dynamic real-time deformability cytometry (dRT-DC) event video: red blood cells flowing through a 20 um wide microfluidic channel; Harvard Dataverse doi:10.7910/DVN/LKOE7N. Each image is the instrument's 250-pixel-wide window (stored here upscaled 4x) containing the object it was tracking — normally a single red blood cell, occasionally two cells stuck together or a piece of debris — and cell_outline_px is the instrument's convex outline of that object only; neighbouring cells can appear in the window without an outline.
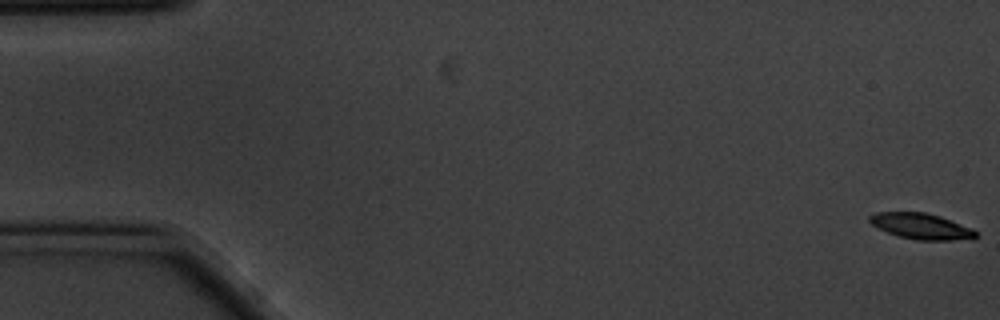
{"species": "common noctule bat (a hibernating species)", "species_latin": "Nyctalus noctula", "temperature_condition": "cold", "stored_images_in_passage": 58, "camera_frame_rate_fps": 3000, "um_per_image_px": 0.085, "animal": {"sex": "male", "body_mass_g": 20.1, "forearm_length_mm": 53.5}, "frame": {"image": 1, "passage_image": 1, "time_ms": 0.0, "image_size_px": [1000, 320], "cell_outline_px": [[980, 236], [972, 240], [916, 240], [900, 236], [888, 232], [872, 224], [868, 220], [868, 216], [876, 212], [924, 212], [940, 216], [972, 228]], "centroid_in_image_um": [78.36, 19.24], "position_along_channel_um": 6.6, "area_um2": 16.07}}
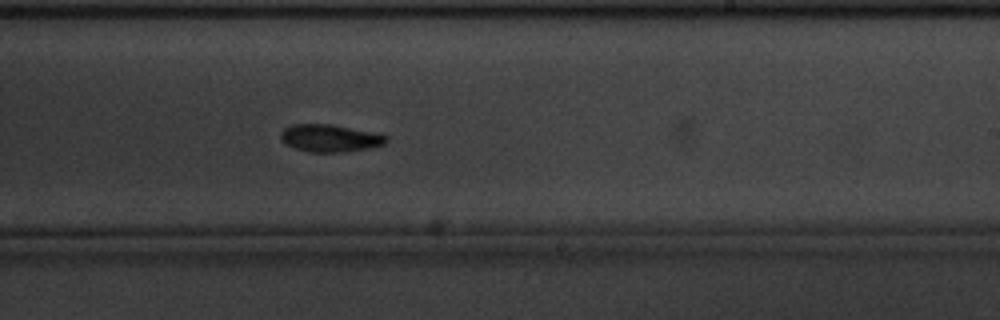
{"frame": {"image": 2, "passage_image": 35, "time_ms": 11.333, "image_size_px": [1000, 320], "cell_outline_px": [[388, 140], [384, 144], [368, 148], [344, 152], [308, 152], [296, 148], [280, 140], [280, 132], [284, 128], [292, 124], [328, 124], [372, 132], [388, 136]], "centroid_in_image_um": [28.02, 11.74], "position_along_channel_um": 261.0, "area_um2": 16.7}}
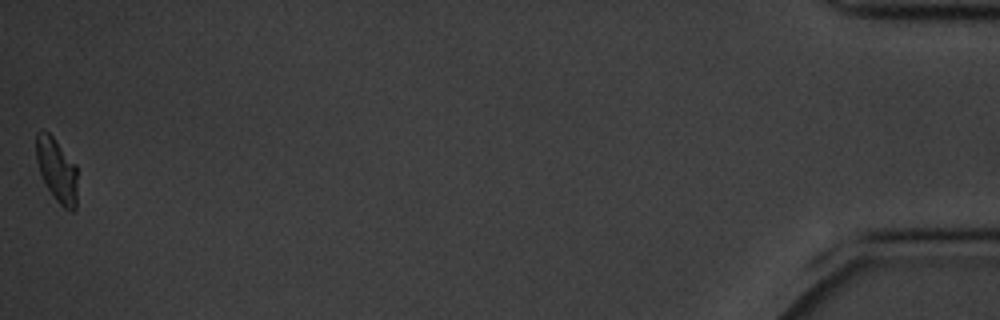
{"frame": {"image": 3, "passage_image": 58, "time_ms": 19.0, "image_size_px": [1000, 320], "cell_outline_px": [[76, 212], [72, 212], [64, 208], [56, 200], [48, 188], [40, 172], [36, 160], [36, 132], [40, 128], [44, 128], [52, 136], [76, 164]], "centroid_in_image_um": [4.82, 14.42], "position_along_channel_um": 430.4, "area_um2": 15.37}, "authors_computed_cell_mechanics": {"area_um2": 16.5597, "velocity_mm_per_s": 3.4656, "shape_relaxation_time_tau1_ms": 2.788, "shape_relaxation_time_tau2_ms": null, "deformation_change_tau1": 0.107, "deformation_change_tau2": null}}